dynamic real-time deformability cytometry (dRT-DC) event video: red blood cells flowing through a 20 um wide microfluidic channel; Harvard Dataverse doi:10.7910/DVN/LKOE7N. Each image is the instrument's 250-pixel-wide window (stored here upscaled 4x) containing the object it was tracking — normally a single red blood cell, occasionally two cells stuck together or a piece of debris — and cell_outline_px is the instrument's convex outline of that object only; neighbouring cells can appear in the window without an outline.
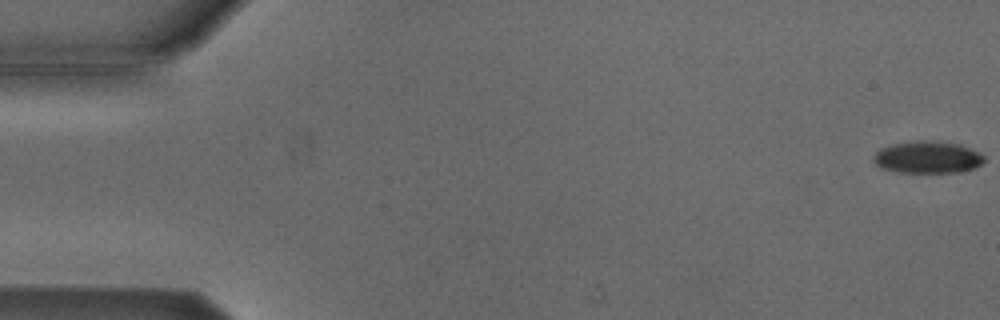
{"species": "Egyptian fruit bat (a non-hibernating species)", "species_latin": "Rousettus aegyptiacus", "temperature_condition": "cold", "stored_images_in_passage": 10, "camera_frame_rate_fps": 3000, "um_per_image_px": 0.085, "animal": {"sex": "male"}, "frame": {"image": 1, "passage_image": 1, "time_ms": 0.0, "image_size_px": [1000, 320], "cell_outline_px": [[984, 160], [976, 168], [960, 172], [896, 172], [880, 168], [872, 160], [872, 156], [880, 148], [892, 144], [916, 140], [940, 140], [960, 144], [980, 152], [984, 156]], "centroid_in_image_um": [78.83, 13.35], "position_along_channel_um": 6.2, "area_um2": 21.1}}